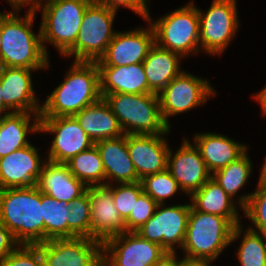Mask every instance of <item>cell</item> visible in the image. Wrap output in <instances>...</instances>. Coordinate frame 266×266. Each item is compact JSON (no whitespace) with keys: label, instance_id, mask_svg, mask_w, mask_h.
I'll list each match as a JSON object with an SVG mask.
<instances>
[{"label":"cell","instance_id":"26","mask_svg":"<svg viewBox=\"0 0 266 266\" xmlns=\"http://www.w3.org/2000/svg\"><path fill=\"white\" fill-rule=\"evenodd\" d=\"M178 53L159 47L156 43L143 61L149 89L159 94L179 72Z\"/></svg>","mask_w":266,"mask_h":266},{"label":"cell","instance_id":"36","mask_svg":"<svg viewBox=\"0 0 266 266\" xmlns=\"http://www.w3.org/2000/svg\"><path fill=\"white\" fill-rule=\"evenodd\" d=\"M162 204H157L147 193L142 191L135 202L129 217L125 220L126 232H135L144 225Z\"/></svg>","mask_w":266,"mask_h":266},{"label":"cell","instance_id":"35","mask_svg":"<svg viewBox=\"0 0 266 266\" xmlns=\"http://www.w3.org/2000/svg\"><path fill=\"white\" fill-rule=\"evenodd\" d=\"M240 200L245 214L255 223L262 236H266V183H259L255 193Z\"/></svg>","mask_w":266,"mask_h":266},{"label":"cell","instance_id":"29","mask_svg":"<svg viewBox=\"0 0 266 266\" xmlns=\"http://www.w3.org/2000/svg\"><path fill=\"white\" fill-rule=\"evenodd\" d=\"M44 242L50 239L70 238V204L57 201L42 192Z\"/></svg>","mask_w":266,"mask_h":266},{"label":"cell","instance_id":"37","mask_svg":"<svg viewBox=\"0 0 266 266\" xmlns=\"http://www.w3.org/2000/svg\"><path fill=\"white\" fill-rule=\"evenodd\" d=\"M105 185L111 189L114 204L121 218L125 221L133 210L139 194L143 191L141 182L121 184L115 189H112L107 183Z\"/></svg>","mask_w":266,"mask_h":266},{"label":"cell","instance_id":"25","mask_svg":"<svg viewBox=\"0 0 266 266\" xmlns=\"http://www.w3.org/2000/svg\"><path fill=\"white\" fill-rule=\"evenodd\" d=\"M196 148L209 172L217 171L234 162L245 153V146L217 134H201L195 137Z\"/></svg>","mask_w":266,"mask_h":266},{"label":"cell","instance_id":"12","mask_svg":"<svg viewBox=\"0 0 266 266\" xmlns=\"http://www.w3.org/2000/svg\"><path fill=\"white\" fill-rule=\"evenodd\" d=\"M128 234H119L103 243L102 250L112 253L110 266H154L168 254L160 244L149 241L136 232ZM122 241L123 245L119 247ZM107 261V256L103 255V266L107 263L109 265Z\"/></svg>","mask_w":266,"mask_h":266},{"label":"cell","instance_id":"24","mask_svg":"<svg viewBox=\"0 0 266 266\" xmlns=\"http://www.w3.org/2000/svg\"><path fill=\"white\" fill-rule=\"evenodd\" d=\"M74 117L93 143L122 136L118 118L103 98L83 108Z\"/></svg>","mask_w":266,"mask_h":266},{"label":"cell","instance_id":"23","mask_svg":"<svg viewBox=\"0 0 266 266\" xmlns=\"http://www.w3.org/2000/svg\"><path fill=\"white\" fill-rule=\"evenodd\" d=\"M94 145L103 162L105 179L114 176V179L122 184L140 181L127 149L126 134L118 138L98 141Z\"/></svg>","mask_w":266,"mask_h":266},{"label":"cell","instance_id":"28","mask_svg":"<svg viewBox=\"0 0 266 266\" xmlns=\"http://www.w3.org/2000/svg\"><path fill=\"white\" fill-rule=\"evenodd\" d=\"M29 112H9L0 119V158L28 145Z\"/></svg>","mask_w":266,"mask_h":266},{"label":"cell","instance_id":"31","mask_svg":"<svg viewBox=\"0 0 266 266\" xmlns=\"http://www.w3.org/2000/svg\"><path fill=\"white\" fill-rule=\"evenodd\" d=\"M251 171V162L246 153L224 168L214 172L212 179L231 197L246 182Z\"/></svg>","mask_w":266,"mask_h":266},{"label":"cell","instance_id":"14","mask_svg":"<svg viewBox=\"0 0 266 266\" xmlns=\"http://www.w3.org/2000/svg\"><path fill=\"white\" fill-rule=\"evenodd\" d=\"M212 90L207 81L181 72L158 94L161 115L165 124L169 127L168 116L204 103L207 96L213 93Z\"/></svg>","mask_w":266,"mask_h":266},{"label":"cell","instance_id":"39","mask_svg":"<svg viewBox=\"0 0 266 266\" xmlns=\"http://www.w3.org/2000/svg\"><path fill=\"white\" fill-rule=\"evenodd\" d=\"M92 2L107 7L108 9L116 12L119 5H124L136 13H139L144 18L149 20L146 3L144 0H92Z\"/></svg>","mask_w":266,"mask_h":266},{"label":"cell","instance_id":"44","mask_svg":"<svg viewBox=\"0 0 266 266\" xmlns=\"http://www.w3.org/2000/svg\"><path fill=\"white\" fill-rule=\"evenodd\" d=\"M10 3H12L13 7L16 9L17 7L20 8L22 4L27 3L28 1H34V0H9ZM20 6V7H19Z\"/></svg>","mask_w":266,"mask_h":266},{"label":"cell","instance_id":"16","mask_svg":"<svg viewBox=\"0 0 266 266\" xmlns=\"http://www.w3.org/2000/svg\"><path fill=\"white\" fill-rule=\"evenodd\" d=\"M154 44L153 27L150 28V31L142 29L116 33L105 54L96 63L98 66H126L143 63Z\"/></svg>","mask_w":266,"mask_h":266},{"label":"cell","instance_id":"2","mask_svg":"<svg viewBox=\"0 0 266 266\" xmlns=\"http://www.w3.org/2000/svg\"><path fill=\"white\" fill-rule=\"evenodd\" d=\"M66 80L47 98L39 117L74 116L102 99L96 62L75 61Z\"/></svg>","mask_w":266,"mask_h":266},{"label":"cell","instance_id":"18","mask_svg":"<svg viewBox=\"0 0 266 266\" xmlns=\"http://www.w3.org/2000/svg\"><path fill=\"white\" fill-rule=\"evenodd\" d=\"M30 70L17 67H0V83L2 87V99L8 108L16 109V112L36 113V123L30 127L32 131H39L40 110L34 97Z\"/></svg>","mask_w":266,"mask_h":266},{"label":"cell","instance_id":"32","mask_svg":"<svg viewBox=\"0 0 266 266\" xmlns=\"http://www.w3.org/2000/svg\"><path fill=\"white\" fill-rule=\"evenodd\" d=\"M70 238L91 239V204L88 192L70 203Z\"/></svg>","mask_w":266,"mask_h":266},{"label":"cell","instance_id":"34","mask_svg":"<svg viewBox=\"0 0 266 266\" xmlns=\"http://www.w3.org/2000/svg\"><path fill=\"white\" fill-rule=\"evenodd\" d=\"M266 240V236H264ZM258 232L249 229L244 235L238 257L242 266H266V244Z\"/></svg>","mask_w":266,"mask_h":266},{"label":"cell","instance_id":"11","mask_svg":"<svg viewBox=\"0 0 266 266\" xmlns=\"http://www.w3.org/2000/svg\"><path fill=\"white\" fill-rule=\"evenodd\" d=\"M39 131L57 133L49 154L50 162L65 164L94 145L74 116L40 117Z\"/></svg>","mask_w":266,"mask_h":266},{"label":"cell","instance_id":"30","mask_svg":"<svg viewBox=\"0 0 266 266\" xmlns=\"http://www.w3.org/2000/svg\"><path fill=\"white\" fill-rule=\"evenodd\" d=\"M65 164L71 174L85 185L88 183L87 185L90 186L95 182L100 183L97 185H105L100 182V180L105 179V169L95 145L86 151L80 152Z\"/></svg>","mask_w":266,"mask_h":266},{"label":"cell","instance_id":"45","mask_svg":"<svg viewBox=\"0 0 266 266\" xmlns=\"http://www.w3.org/2000/svg\"><path fill=\"white\" fill-rule=\"evenodd\" d=\"M8 109V107L4 104L3 99H2V87H1V83H0V112L2 110ZM3 117H0V119Z\"/></svg>","mask_w":266,"mask_h":266},{"label":"cell","instance_id":"19","mask_svg":"<svg viewBox=\"0 0 266 266\" xmlns=\"http://www.w3.org/2000/svg\"><path fill=\"white\" fill-rule=\"evenodd\" d=\"M126 142L140 180L167 168L169 149L160 135L126 134Z\"/></svg>","mask_w":266,"mask_h":266},{"label":"cell","instance_id":"47","mask_svg":"<svg viewBox=\"0 0 266 266\" xmlns=\"http://www.w3.org/2000/svg\"><path fill=\"white\" fill-rule=\"evenodd\" d=\"M2 43V14H0V49Z\"/></svg>","mask_w":266,"mask_h":266},{"label":"cell","instance_id":"40","mask_svg":"<svg viewBox=\"0 0 266 266\" xmlns=\"http://www.w3.org/2000/svg\"><path fill=\"white\" fill-rule=\"evenodd\" d=\"M12 244L18 243L11 232L0 222V261L14 250Z\"/></svg>","mask_w":266,"mask_h":266},{"label":"cell","instance_id":"41","mask_svg":"<svg viewBox=\"0 0 266 266\" xmlns=\"http://www.w3.org/2000/svg\"><path fill=\"white\" fill-rule=\"evenodd\" d=\"M154 266H179V261L175 260V252L168 253Z\"/></svg>","mask_w":266,"mask_h":266},{"label":"cell","instance_id":"42","mask_svg":"<svg viewBox=\"0 0 266 266\" xmlns=\"http://www.w3.org/2000/svg\"><path fill=\"white\" fill-rule=\"evenodd\" d=\"M210 260L207 259H190L184 258L179 262V266H208V262Z\"/></svg>","mask_w":266,"mask_h":266},{"label":"cell","instance_id":"10","mask_svg":"<svg viewBox=\"0 0 266 266\" xmlns=\"http://www.w3.org/2000/svg\"><path fill=\"white\" fill-rule=\"evenodd\" d=\"M198 14V41L209 53L223 52L238 27L235 0H214L207 14Z\"/></svg>","mask_w":266,"mask_h":266},{"label":"cell","instance_id":"7","mask_svg":"<svg viewBox=\"0 0 266 266\" xmlns=\"http://www.w3.org/2000/svg\"><path fill=\"white\" fill-rule=\"evenodd\" d=\"M114 16V11L91 2L85 10L74 45L64 55L75 53V61H98L116 34L111 30Z\"/></svg>","mask_w":266,"mask_h":266},{"label":"cell","instance_id":"1","mask_svg":"<svg viewBox=\"0 0 266 266\" xmlns=\"http://www.w3.org/2000/svg\"><path fill=\"white\" fill-rule=\"evenodd\" d=\"M0 222L18 244L43 243L42 192L38 187L0 189Z\"/></svg>","mask_w":266,"mask_h":266},{"label":"cell","instance_id":"9","mask_svg":"<svg viewBox=\"0 0 266 266\" xmlns=\"http://www.w3.org/2000/svg\"><path fill=\"white\" fill-rule=\"evenodd\" d=\"M37 246L44 266H103V244L88 237L50 239Z\"/></svg>","mask_w":266,"mask_h":266},{"label":"cell","instance_id":"38","mask_svg":"<svg viewBox=\"0 0 266 266\" xmlns=\"http://www.w3.org/2000/svg\"><path fill=\"white\" fill-rule=\"evenodd\" d=\"M24 250L14 249L0 266H44L40 248L37 245H23Z\"/></svg>","mask_w":266,"mask_h":266},{"label":"cell","instance_id":"20","mask_svg":"<svg viewBox=\"0 0 266 266\" xmlns=\"http://www.w3.org/2000/svg\"><path fill=\"white\" fill-rule=\"evenodd\" d=\"M171 152L168 151L167 169L177 181L180 188L186 193L199 190L211 177L202 159L199 150L185 141L179 151L170 160Z\"/></svg>","mask_w":266,"mask_h":266},{"label":"cell","instance_id":"27","mask_svg":"<svg viewBox=\"0 0 266 266\" xmlns=\"http://www.w3.org/2000/svg\"><path fill=\"white\" fill-rule=\"evenodd\" d=\"M230 199L221 186L210 178L199 190L192 193L191 206L196 211L227 218L236 226L239 225L238 215Z\"/></svg>","mask_w":266,"mask_h":266},{"label":"cell","instance_id":"17","mask_svg":"<svg viewBox=\"0 0 266 266\" xmlns=\"http://www.w3.org/2000/svg\"><path fill=\"white\" fill-rule=\"evenodd\" d=\"M41 170L34 147L16 150L0 158V189L35 187Z\"/></svg>","mask_w":266,"mask_h":266},{"label":"cell","instance_id":"3","mask_svg":"<svg viewBox=\"0 0 266 266\" xmlns=\"http://www.w3.org/2000/svg\"><path fill=\"white\" fill-rule=\"evenodd\" d=\"M30 8L23 19L12 12L2 14V43L0 49V67H17L39 69L47 66V51L43 46L41 31L39 36L30 30L34 18L35 7Z\"/></svg>","mask_w":266,"mask_h":266},{"label":"cell","instance_id":"43","mask_svg":"<svg viewBox=\"0 0 266 266\" xmlns=\"http://www.w3.org/2000/svg\"><path fill=\"white\" fill-rule=\"evenodd\" d=\"M256 98L259 99V101H260V103L262 105L264 114H265L266 113V88L263 89V91H261V93H259L258 95H256Z\"/></svg>","mask_w":266,"mask_h":266},{"label":"cell","instance_id":"15","mask_svg":"<svg viewBox=\"0 0 266 266\" xmlns=\"http://www.w3.org/2000/svg\"><path fill=\"white\" fill-rule=\"evenodd\" d=\"M86 191L91 204V239L103 244L125 233V221L114 204L111 189L107 185H90Z\"/></svg>","mask_w":266,"mask_h":266},{"label":"cell","instance_id":"21","mask_svg":"<svg viewBox=\"0 0 266 266\" xmlns=\"http://www.w3.org/2000/svg\"><path fill=\"white\" fill-rule=\"evenodd\" d=\"M98 68L102 98L111 93H153L148 87L143 63L126 66H98Z\"/></svg>","mask_w":266,"mask_h":266},{"label":"cell","instance_id":"6","mask_svg":"<svg viewBox=\"0 0 266 266\" xmlns=\"http://www.w3.org/2000/svg\"><path fill=\"white\" fill-rule=\"evenodd\" d=\"M92 0H48L43 7L41 37L65 54L75 43L86 8Z\"/></svg>","mask_w":266,"mask_h":266},{"label":"cell","instance_id":"5","mask_svg":"<svg viewBox=\"0 0 266 266\" xmlns=\"http://www.w3.org/2000/svg\"><path fill=\"white\" fill-rule=\"evenodd\" d=\"M103 99L118 118L124 134L163 135L169 131L161 115L158 94L111 93ZM126 125L134 129L126 130Z\"/></svg>","mask_w":266,"mask_h":266},{"label":"cell","instance_id":"46","mask_svg":"<svg viewBox=\"0 0 266 266\" xmlns=\"http://www.w3.org/2000/svg\"><path fill=\"white\" fill-rule=\"evenodd\" d=\"M259 183H266V162L263 166V170H262V173H261V177H260V181Z\"/></svg>","mask_w":266,"mask_h":266},{"label":"cell","instance_id":"8","mask_svg":"<svg viewBox=\"0 0 266 266\" xmlns=\"http://www.w3.org/2000/svg\"><path fill=\"white\" fill-rule=\"evenodd\" d=\"M152 27L155 43L180 55L196 50L199 44V14L193 3L161 18Z\"/></svg>","mask_w":266,"mask_h":266},{"label":"cell","instance_id":"22","mask_svg":"<svg viewBox=\"0 0 266 266\" xmlns=\"http://www.w3.org/2000/svg\"><path fill=\"white\" fill-rule=\"evenodd\" d=\"M84 185L71 174L66 164L48 161L42 167L36 186L55 200L70 204L86 192Z\"/></svg>","mask_w":266,"mask_h":266},{"label":"cell","instance_id":"33","mask_svg":"<svg viewBox=\"0 0 266 266\" xmlns=\"http://www.w3.org/2000/svg\"><path fill=\"white\" fill-rule=\"evenodd\" d=\"M140 182L143 191L157 204H162L166 197L173 195L180 187L167 168L156 174L144 176Z\"/></svg>","mask_w":266,"mask_h":266},{"label":"cell","instance_id":"4","mask_svg":"<svg viewBox=\"0 0 266 266\" xmlns=\"http://www.w3.org/2000/svg\"><path fill=\"white\" fill-rule=\"evenodd\" d=\"M240 224L234 226L227 218L196 211L192 206L186 235L181 246L186 258L214 260L241 233Z\"/></svg>","mask_w":266,"mask_h":266},{"label":"cell","instance_id":"13","mask_svg":"<svg viewBox=\"0 0 266 266\" xmlns=\"http://www.w3.org/2000/svg\"><path fill=\"white\" fill-rule=\"evenodd\" d=\"M191 205H176L154 212L153 216L135 232L160 244L167 253H174L173 243L183 245Z\"/></svg>","mask_w":266,"mask_h":266}]
</instances>
